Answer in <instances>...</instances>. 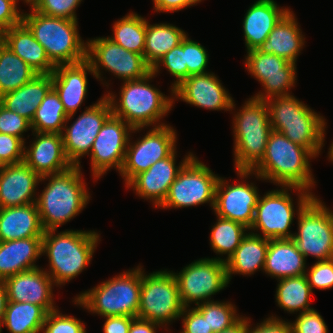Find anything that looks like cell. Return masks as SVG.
<instances>
[{
	"instance_id": "obj_19",
	"label": "cell",
	"mask_w": 333,
	"mask_h": 333,
	"mask_svg": "<svg viewBox=\"0 0 333 333\" xmlns=\"http://www.w3.org/2000/svg\"><path fill=\"white\" fill-rule=\"evenodd\" d=\"M236 172L237 178L239 176L242 181L238 180L235 184H230L225 177H219L213 211L218 217L239 222L250 229L260 192L253 182L248 181L250 176L253 177L251 170Z\"/></svg>"
},
{
	"instance_id": "obj_18",
	"label": "cell",
	"mask_w": 333,
	"mask_h": 333,
	"mask_svg": "<svg viewBox=\"0 0 333 333\" xmlns=\"http://www.w3.org/2000/svg\"><path fill=\"white\" fill-rule=\"evenodd\" d=\"M244 61L247 72L263 87V91L260 90L253 98L267 100L275 96L292 95L291 89L297 83L296 64L257 49L247 51Z\"/></svg>"
},
{
	"instance_id": "obj_47",
	"label": "cell",
	"mask_w": 333,
	"mask_h": 333,
	"mask_svg": "<svg viewBox=\"0 0 333 333\" xmlns=\"http://www.w3.org/2000/svg\"><path fill=\"white\" fill-rule=\"evenodd\" d=\"M31 129L30 122L16 112L8 111L0 104V133L20 138L24 143V133Z\"/></svg>"
},
{
	"instance_id": "obj_38",
	"label": "cell",
	"mask_w": 333,
	"mask_h": 333,
	"mask_svg": "<svg viewBox=\"0 0 333 333\" xmlns=\"http://www.w3.org/2000/svg\"><path fill=\"white\" fill-rule=\"evenodd\" d=\"M216 217V223L211 226L209 243L211 249L219 255L214 259L225 262L240 245L249 228L239 222Z\"/></svg>"
},
{
	"instance_id": "obj_34",
	"label": "cell",
	"mask_w": 333,
	"mask_h": 333,
	"mask_svg": "<svg viewBox=\"0 0 333 333\" xmlns=\"http://www.w3.org/2000/svg\"><path fill=\"white\" fill-rule=\"evenodd\" d=\"M188 33L170 23L150 24L146 19V38L143 56L147 64L154 65L172 48L177 47Z\"/></svg>"
},
{
	"instance_id": "obj_9",
	"label": "cell",
	"mask_w": 333,
	"mask_h": 333,
	"mask_svg": "<svg viewBox=\"0 0 333 333\" xmlns=\"http://www.w3.org/2000/svg\"><path fill=\"white\" fill-rule=\"evenodd\" d=\"M278 188L259 196L253 223L249 229L251 233L267 239L293 237L294 232L290 229L294 218H297L295 215L299 214L302 207L314 195L298 187L281 186V189ZM292 191L297 192L298 196L296 208L294 207L296 202H293L291 195L294 193Z\"/></svg>"
},
{
	"instance_id": "obj_14",
	"label": "cell",
	"mask_w": 333,
	"mask_h": 333,
	"mask_svg": "<svg viewBox=\"0 0 333 333\" xmlns=\"http://www.w3.org/2000/svg\"><path fill=\"white\" fill-rule=\"evenodd\" d=\"M184 307L213 301L214 295L228 287L226 264L214 258H200L173 272ZM213 295V296H212Z\"/></svg>"
},
{
	"instance_id": "obj_23",
	"label": "cell",
	"mask_w": 333,
	"mask_h": 333,
	"mask_svg": "<svg viewBox=\"0 0 333 333\" xmlns=\"http://www.w3.org/2000/svg\"><path fill=\"white\" fill-rule=\"evenodd\" d=\"M32 135L31 144L24 143L23 161L40 177L62 173L73 166L65 155L61 134L32 132Z\"/></svg>"
},
{
	"instance_id": "obj_61",
	"label": "cell",
	"mask_w": 333,
	"mask_h": 333,
	"mask_svg": "<svg viewBox=\"0 0 333 333\" xmlns=\"http://www.w3.org/2000/svg\"><path fill=\"white\" fill-rule=\"evenodd\" d=\"M33 0H23V3H26L27 5H29Z\"/></svg>"
},
{
	"instance_id": "obj_58",
	"label": "cell",
	"mask_w": 333,
	"mask_h": 333,
	"mask_svg": "<svg viewBox=\"0 0 333 333\" xmlns=\"http://www.w3.org/2000/svg\"><path fill=\"white\" fill-rule=\"evenodd\" d=\"M328 159L329 161H331L333 163V141L332 143L330 144V147L328 148Z\"/></svg>"
},
{
	"instance_id": "obj_12",
	"label": "cell",
	"mask_w": 333,
	"mask_h": 333,
	"mask_svg": "<svg viewBox=\"0 0 333 333\" xmlns=\"http://www.w3.org/2000/svg\"><path fill=\"white\" fill-rule=\"evenodd\" d=\"M219 177L194 154L178 172L158 208L179 209L209 203L213 210Z\"/></svg>"
},
{
	"instance_id": "obj_16",
	"label": "cell",
	"mask_w": 333,
	"mask_h": 333,
	"mask_svg": "<svg viewBox=\"0 0 333 333\" xmlns=\"http://www.w3.org/2000/svg\"><path fill=\"white\" fill-rule=\"evenodd\" d=\"M111 115L110 101L103 94L93 105L86 106L73 122L69 123L75 114L68 116L61 135L65 155L73 166L81 167V157L89 155L96 136Z\"/></svg>"
},
{
	"instance_id": "obj_2",
	"label": "cell",
	"mask_w": 333,
	"mask_h": 333,
	"mask_svg": "<svg viewBox=\"0 0 333 333\" xmlns=\"http://www.w3.org/2000/svg\"><path fill=\"white\" fill-rule=\"evenodd\" d=\"M82 166H72L58 174L41 177L47 181L42 193L37 194L36 205L44 231L58 230L79 215L90 201Z\"/></svg>"
},
{
	"instance_id": "obj_13",
	"label": "cell",
	"mask_w": 333,
	"mask_h": 333,
	"mask_svg": "<svg viewBox=\"0 0 333 333\" xmlns=\"http://www.w3.org/2000/svg\"><path fill=\"white\" fill-rule=\"evenodd\" d=\"M87 60L94 78L107 87L110 84L102 77L104 70L122 81L140 80L152 72L144 56L124 49L107 36L87 40Z\"/></svg>"
},
{
	"instance_id": "obj_49",
	"label": "cell",
	"mask_w": 333,
	"mask_h": 333,
	"mask_svg": "<svg viewBox=\"0 0 333 333\" xmlns=\"http://www.w3.org/2000/svg\"><path fill=\"white\" fill-rule=\"evenodd\" d=\"M0 158L7 164L24 160V142L13 135L0 133Z\"/></svg>"
},
{
	"instance_id": "obj_32",
	"label": "cell",
	"mask_w": 333,
	"mask_h": 333,
	"mask_svg": "<svg viewBox=\"0 0 333 333\" xmlns=\"http://www.w3.org/2000/svg\"><path fill=\"white\" fill-rule=\"evenodd\" d=\"M52 88V74H37L20 88L3 94L0 97V104L31 123L37 107Z\"/></svg>"
},
{
	"instance_id": "obj_59",
	"label": "cell",
	"mask_w": 333,
	"mask_h": 333,
	"mask_svg": "<svg viewBox=\"0 0 333 333\" xmlns=\"http://www.w3.org/2000/svg\"><path fill=\"white\" fill-rule=\"evenodd\" d=\"M4 44H5L4 30L0 29V49L4 46Z\"/></svg>"
},
{
	"instance_id": "obj_31",
	"label": "cell",
	"mask_w": 333,
	"mask_h": 333,
	"mask_svg": "<svg viewBox=\"0 0 333 333\" xmlns=\"http://www.w3.org/2000/svg\"><path fill=\"white\" fill-rule=\"evenodd\" d=\"M43 234L36 203L0 208L1 241L43 237Z\"/></svg>"
},
{
	"instance_id": "obj_60",
	"label": "cell",
	"mask_w": 333,
	"mask_h": 333,
	"mask_svg": "<svg viewBox=\"0 0 333 333\" xmlns=\"http://www.w3.org/2000/svg\"><path fill=\"white\" fill-rule=\"evenodd\" d=\"M7 165L1 158H0V170Z\"/></svg>"
},
{
	"instance_id": "obj_51",
	"label": "cell",
	"mask_w": 333,
	"mask_h": 333,
	"mask_svg": "<svg viewBox=\"0 0 333 333\" xmlns=\"http://www.w3.org/2000/svg\"><path fill=\"white\" fill-rule=\"evenodd\" d=\"M182 320L180 333H213L205 319L194 307H184L179 317Z\"/></svg>"
},
{
	"instance_id": "obj_7",
	"label": "cell",
	"mask_w": 333,
	"mask_h": 333,
	"mask_svg": "<svg viewBox=\"0 0 333 333\" xmlns=\"http://www.w3.org/2000/svg\"><path fill=\"white\" fill-rule=\"evenodd\" d=\"M22 14V22L44 47L55 65L75 64L87 59V41L79 34L78 20L51 17L35 11Z\"/></svg>"
},
{
	"instance_id": "obj_8",
	"label": "cell",
	"mask_w": 333,
	"mask_h": 333,
	"mask_svg": "<svg viewBox=\"0 0 333 333\" xmlns=\"http://www.w3.org/2000/svg\"><path fill=\"white\" fill-rule=\"evenodd\" d=\"M237 111L232 120L234 168L251 170L263 158L272 131L268 109L264 100L251 96Z\"/></svg>"
},
{
	"instance_id": "obj_21",
	"label": "cell",
	"mask_w": 333,
	"mask_h": 333,
	"mask_svg": "<svg viewBox=\"0 0 333 333\" xmlns=\"http://www.w3.org/2000/svg\"><path fill=\"white\" fill-rule=\"evenodd\" d=\"M177 148L166 158L157 161L146 171L136 175L125 187L133 189L135 194L152 202L158 208L165 200L170 185L176 179L184 164L194 155L186 153L183 160L176 166Z\"/></svg>"
},
{
	"instance_id": "obj_43",
	"label": "cell",
	"mask_w": 333,
	"mask_h": 333,
	"mask_svg": "<svg viewBox=\"0 0 333 333\" xmlns=\"http://www.w3.org/2000/svg\"><path fill=\"white\" fill-rule=\"evenodd\" d=\"M42 333H87L85 323L75 316L65 315L59 308L48 312L42 327Z\"/></svg>"
},
{
	"instance_id": "obj_37",
	"label": "cell",
	"mask_w": 333,
	"mask_h": 333,
	"mask_svg": "<svg viewBox=\"0 0 333 333\" xmlns=\"http://www.w3.org/2000/svg\"><path fill=\"white\" fill-rule=\"evenodd\" d=\"M112 31L113 34L107 36L109 39L124 49L143 56L146 38V17L144 18L138 13L130 11L114 22Z\"/></svg>"
},
{
	"instance_id": "obj_11",
	"label": "cell",
	"mask_w": 333,
	"mask_h": 333,
	"mask_svg": "<svg viewBox=\"0 0 333 333\" xmlns=\"http://www.w3.org/2000/svg\"><path fill=\"white\" fill-rule=\"evenodd\" d=\"M297 222L292 239L305 259H333V211L315 195L302 207Z\"/></svg>"
},
{
	"instance_id": "obj_45",
	"label": "cell",
	"mask_w": 333,
	"mask_h": 333,
	"mask_svg": "<svg viewBox=\"0 0 333 333\" xmlns=\"http://www.w3.org/2000/svg\"><path fill=\"white\" fill-rule=\"evenodd\" d=\"M184 38L185 64L187 65V77L190 75L203 74L209 72V53L199 42L188 37Z\"/></svg>"
},
{
	"instance_id": "obj_15",
	"label": "cell",
	"mask_w": 333,
	"mask_h": 333,
	"mask_svg": "<svg viewBox=\"0 0 333 333\" xmlns=\"http://www.w3.org/2000/svg\"><path fill=\"white\" fill-rule=\"evenodd\" d=\"M147 129L149 131L134 142L130 136L124 163L119 172L125 186L136 175L148 170L157 161L168 157L177 148V132L170 124Z\"/></svg>"
},
{
	"instance_id": "obj_20",
	"label": "cell",
	"mask_w": 333,
	"mask_h": 333,
	"mask_svg": "<svg viewBox=\"0 0 333 333\" xmlns=\"http://www.w3.org/2000/svg\"><path fill=\"white\" fill-rule=\"evenodd\" d=\"M173 96L174 104L181 100L210 111L236 110L235 100L213 72L190 75L173 89Z\"/></svg>"
},
{
	"instance_id": "obj_3",
	"label": "cell",
	"mask_w": 333,
	"mask_h": 333,
	"mask_svg": "<svg viewBox=\"0 0 333 333\" xmlns=\"http://www.w3.org/2000/svg\"><path fill=\"white\" fill-rule=\"evenodd\" d=\"M100 235L95 230L66 229L60 233L58 230L44 231L42 256L48 257L49 269H43L56 287L64 286L91 264L101 241Z\"/></svg>"
},
{
	"instance_id": "obj_39",
	"label": "cell",
	"mask_w": 333,
	"mask_h": 333,
	"mask_svg": "<svg viewBox=\"0 0 333 333\" xmlns=\"http://www.w3.org/2000/svg\"><path fill=\"white\" fill-rule=\"evenodd\" d=\"M37 73L8 46L0 49V97L31 81Z\"/></svg>"
},
{
	"instance_id": "obj_6",
	"label": "cell",
	"mask_w": 333,
	"mask_h": 333,
	"mask_svg": "<svg viewBox=\"0 0 333 333\" xmlns=\"http://www.w3.org/2000/svg\"><path fill=\"white\" fill-rule=\"evenodd\" d=\"M141 264L77 294L74 305L98 316L137 317L140 305Z\"/></svg>"
},
{
	"instance_id": "obj_41",
	"label": "cell",
	"mask_w": 333,
	"mask_h": 333,
	"mask_svg": "<svg viewBox=\"0 0 333 333\" xmlns=\"http://www.w3.org/2000/svg\"><path fill=\"white\" fill-rule=\"evenodd\" d=\"M205 319L213 333L233 325L242 315L237 313L236 305L228 301H208L194 307Z\"/></svg>"
},
{
	"instance_id": "obj_44",
	"label": "cell",
	"mask_w": 333,
	"mask_h": 333,
	"mask_svg": "<svg viewBox=\"0 0 333 333\" xmlns=\"http://www.w3.org/2000/svg\"><path fill=\"white\" fill-rule=\"evenodd\" d=\"M83 0H33L28 6L51 17L77 20L76 9Z\"/></svg>"
},
{
	"instance_id": "obj_50",
	"label": "cell",
	"mask_w": 333,
	"mask_h": 333,
	"mask_svg": "<svg viewBox=\"0 0 333 333\" xmlns=\"http://www.w3.org/2000/svg\"><path fill=\"white\" fill-rule=\"evenodd\" d=\"M272 315V316H271ZM268 318L263 319L256 326L251 324V319L248 317L246 322L245 333H292L290 321L283 320L279 316L271 314Z\"/></svg>"
},
{
	"instance_id": "obj_62",
	"label": "cell",
	"mask_w": 333,
	"mask_h": 333,
	"mask_svg": "<svg viewBox=\"0 0 333 333\" xmlns=\"http://www.w3.org/2000/svg\"><path fill=\"white\" fill-rule=\"evenodd\" d=\"M2 323H3V322H0V333H2V327H3V326H2Z\"/></svg>"
},
{
	"instance_id": "obj_33",
	"label": "cell",
	"mask_w": 333,
	"mask_h": 333,
	"mask_svg": "<svg viewBox=\"0 0 333 333\" xmlns=\"http://www.w3.org/2000/svg\"><path fill=\"white\" fill-rule=\"evenodd\" d=\"M268 245L269 239L249 231L234 253L225 261L228 283L233 274L251 276L257 271L263 272Z\"/></svg>"
},
{
	"instance_id": "obj_30",
	"label": "cell",
	"mask_w": 333,
	"mask_h": 333,
	"mask_svg": "<svg viewBox=\"0 0 333 333\" xmlns=\"http://www.w3.org/2000/svg\"><path fill=\"white\" fill-rule=\"evenodd\" d=\"M5 45L25 61L37 74H52L55 65L44 47L34 38L29 28L21 22L4 31Z\"/></svg>"
},
{
	"instance_id": "obj_35",
	"label": "cell",
	"mask_w": 333,
	"mask_h": 333,
	"mask_svg": "<svg viewBox=\"0 0 333 333\" xmlns=\"http://www.w3.org/2000/svg\"><path fill=\"white\" fill-rule=\"evenodd\" d=\"M275 299L277 306L289 314L312 310V289L305 275L277 280ZM296 312V313H295Z\"/></svg>"
},
{
	"instance_id": "obj_4",
	"label": "cell",
	"mask_w": 333,
	"mask_h": 333,
	"mask_svg": "<svg viewBox=\"0 0 333 333\" xmlns=\"http://www.w3.org/2000/svg\"><path fill=\"white\" fill-rule=\"evenodd\" d=\"M155 77L151 72L140 80L123 81L119 98L115 92L107 91L104 95L110 101L112 114L133 129L166 125L162 120L172 110L174 96L173 92L167 96L150 84Z\"/></svg>"
},
{
	"instance_id": "obj_42",
	"label": "cell",
	"mask_w": 333,
	"mask_h": 333,
	"mask_svg": "<svg viewBox=\"0 0 333 333\" xmlns=\"http://www.w3.org/2000/svg\"><path fill=\"white\" fill-rule=\"evenodd\" d=\"M163 66L175 79L171 84L170 92L187 78V65L185 64L184 39L177 46L165 54L152 68V72L158 76Z\"/></svg>"
},
{
	"instance_id": "obj_46",
	"label": "cell",
	"mask_w": 333,
	"mask_h": 333,
	"mask_svg": "<svg viewBox=\"0 0 333 333\" xmlns=\"http://www.w3.org/2000/svg\"><path fill=\"white\" fill-rule=\"evenodd\" d=\"M305 276L312 291L333 288V259L316 261L310 268L307 267Z\"/></svg>"
},
{
	"instance_id": "obj_53",
	"label": "cell",
	"mask_w": 333,
	"mask_h": 333,
	"mask_svg": "<svg viewBox=\"0 0 333 333\" xmlns=\"http://www.w3.org/2000/svg\"><path fill=\"white\" fill-rule=\"evenodd\" d=\"M156 13H174L190 6L197 5L203 0H152Z\"/></svg>"
},
{
	"instance_id": "obj_29",
	"label": "cell",
	"mask_w": 333,
	"mask_h": 333,
	"mask_svg": "<svg viewBox=\"0 0 333 333\" xmlns=\"http://www.w3.org/2000/svg\"><path fill=\"white\" fill-rule=\"evenodd\" d=\"M42 256V237H31L0 243V280L38 268Z\"/></svg>"
},
{
	"instance_id": "obj_17",
	"label": "cell",
	"mask_w": 333,
	"mask_h": 333,
	"mask_svg": "<svg viewBox=\"0 0 333 333\" xmlns=\"http://www.w3.org/2000/svg\"><path fill=\"white\" fill-rule=\"evenodd\" d=\"M145 128H132L113 114L105 121L92 144L90 156L91 173L97 181L111 169L121 171L131 133Z\"/></svg>"
},
{
	"instance_id": "obj_40",
	"label": "cell",
	"mask_w": 333,
	"mask_h": 333,
	"mask_svg": "<svg viewBox=\"0 0 333 333\" xmlns=\"http://www.w3.org/2000/svg\"><path fill=\"white\" fill-rule=\"evenodd\" d=\"M68 116L59 95L52 88L36 109L30 123L31 131L61 134Z\"/></svg>"
},
{
	"instance_id": "obj_52",
	"label": "cell",
	"mask_w": 333,
	"mask_h": 333,
	"mask_svg": "<svg viewBox=\"0 0 333 333\" xmlns=\"http://www.w3.org/2000/svg\"><path fill=\"white\" fill-rule=\"evenodd\" d=\"M18 1L0 0V29L5 31L22 22L23 11L19 9Z\"/></svg>"
},
{
	"instance_id": "obj_28",
	"label": "cell",
	"mask_w": 333,
	"mask_h": 333,
	"mask_svg": "<svg viewBox=\"0 0 333 333\" xmlns=\"http://www.w3.org/2000/svg\"><path fill=\"white\" fill-rule=\"evenodd\" d=\"M306 262L292 238L269 239L263 273L276 280L305 275Z\"/></svg>"
},
{
	"instance_id": "obj_57",
	"label": "cell",
	"mask_w": 333,
	"mask_h": 333,
	"mask_svg": "<svg viewBox=\"0 0 333 333\" xmlns=\"http://www.w3.org/2000/svg\"><path fill=\"white\" fill-rule=\"evenodd\" d=\"M8 304V296L2 280H0V322L4 320L5 310Z\"/></svg>"
},
{
	"instance_id": "obj_25",
	"label": "cell",
	"mask_w": 333,
	"mask_h": 333,
	"mask_svg": "<svg viewBox=\"0 0 333 333\" xmlns=\"http://www.w3.org/2000/svg\"><path fill=\"white\" fill-rule=\"evenodd\" d=\"M87 74L94 77L91 63L87 59L75 64L58 65L52 73L53 89L68 115L76 114L88 96Z\"/></svg>"
},
{
	"instance_id": "obj_55",
	"label": "cell",
	"mask_w": 333,
	"mask_h": 333,
	"mask_svg": "<svg viewBox=\"0 0 333 333\" xmlns=\"http://www.w3.org/2000/svg\"><path fill=\"white\" fill-rule=\"evenodd\" d=\"M164 327L158 323L135 317L129 327L128 333H156L158 328Z\"/></svg>"
},
{
	"instance_id": "obj_1",
	"label": "cell",
	"mask_w": 333,
	"mask_h": 333,
	"mask_svg": "<svg viewBox=\"0 0 333 333\" xmlns=\"http://www.w3.org/2000/svg\"><path fill=\"white\" fill-rule=\"evenodd\" d=\"M316 156L307 148L293 143L278 131L269 134L263 158L251 169L257 180L276 186L302 188L311 192L316 181L311 160Z\"/></svg>"
},
{
	"instance_id": "obj_36",
	"label": "cell",
	"mask_w": 333,
	"mask_h": 333,
	"mask_svg": "<svg viewBox=\"0 0 333 333\" xmlns=\"http://www.w3.org/2000/svg\"><path fill=\"white\" fill-rule=\"evenodd\" d=\"M46 315L39 305L8 301L2 326L9 333H41Z\"/></svg>"
},
{
	"instance_id": "obj_22",
	"label": "cell",
	"mask_w": 333,
	"mask_h": 333,
	"mask_svg": "<svg viewBox=\"0 0 333 333\" xmlns=\"http://www.w3.org/2000/svg\"><path fill=\"white\" fill-rule=\"evenodd\" d=\"M3 283L8 301L39 305L47 313L58 309L53 293L56 285L43 267L10 276L4 279Z\"/></svg>"
},
{
	"instance_id": "obj_26",
	"label": "cell",
	"mask_w": 333,
	"mask_h": 333,
	"mask_svg": "<svg viewBox=\"0 0 333 333\" xmlns=\"http://www.w3.org/2000/svg\"><path fill=\"white\" fill-rule=\"evenodd\" d=\"M289 10V7L283 8L274 0L254 1L243 17L242 26L246 52L258 49Z\"/></svg>"
},
{
	"instance_id": "obj_27",
	"label": "cell",
	"mask_w": 333,
	"mask_h": 333,
	"mask_svg": "<svg viewBox=\"0 0 333 333\" xmlns=\"http://www.w3.org/2000/svg\"><path fill=\"white\" fill-rule=\"evenodd\" d=\"M297 21L294 12L290 9L257 50L277 55L296 64L299 54L304 49L306 39Z\"/></svg>"
},
{
	"instance_id": "obj_5",
	"label": "cell",
	"mask_w": 333,
	"mask_h": 333,
	"mask_svg": "<svg viewBox=\"0 0 333 333\" xmlns=\"http://www.w3.org/2000/svg\"><path fill=\"white\" fill-rule=\"evenodd\" d=\"M271 128L293 143L309 149L319 157L323 146L327 122L303 101L293 95L275 96L264 100Z\"/></svg>"
},
{
	"instance_id": "obj_10",
	"label": "cell",
	"mask_w": 333,
	"mask_h": 333,
	"mask_svg": "<svg viewBox=\"0 0 333 333\" xmlns=\"http://www.w3.org/2000/svg\"><path fill=\"white\" fill-rule=\"evenodd\" d=\"M143 269L141 265L140 305L137 317L158 323L168 332L173 321L180 320L184 308L179 297L177 280L173 271L168 269L149 274Z\"/></svg>"
},
{
	"instance_id": "obj_54",
	"label": "cell",
	"mask_w": 333,
	"mask_h": 333,
	"mask_svg": "<svg viewBox=\"0 0 333 333\" xmlns=\"http://www.w3.org/2000/svg\"><path fill=\"white\" fill-rule=\"evenodd\" d=\"M102 326L103 333H128L133 317L107 316Z\"/></svg>"
},
{
	"instance_id": "obj_24",
	"label": "cell",
	"mask_w": 333,
	"mask_h": 333,
	"mask_svg": "<svg viewBox=\"0 0 333 333\" xmlns=\"http://www.w3.org/2000/svg\"><path fill=\"white\" fill-rule=\"evenodd\" d=\"M41 177L24 161L0 170V208L36 203Z\"/></svg>"
},
{
	"instance_id": "obj_48",
	"label": "cell",
	"mask_w": 333,
	"mask_h": 333,
	"mask_svg": "<svg viewBox=\"0 0 333 333\" xmlns=\"http://www.w3.org/2000/svg\"><path fill=\"white\" fill-rule=\"evenodd\" d=\"M292 333H329L323 317L314 308L298 313L294 321H290Z\"/></svg>"
},
{
	"instance_id": "obj_56",
	"label": "cell",
	"mask_w": 333,
	"mask_h": 333,
	"mask_svg": "<svg viewBox=\"0 0 333 333\" xmlns=\"http://www.w3.org/2000/svg\"><path fill=\"white\" fill-rule=\"evenodd\" d=\"M247 316H241L233 325L218 333H245Z\"/></svg>"
}]
</instances>
